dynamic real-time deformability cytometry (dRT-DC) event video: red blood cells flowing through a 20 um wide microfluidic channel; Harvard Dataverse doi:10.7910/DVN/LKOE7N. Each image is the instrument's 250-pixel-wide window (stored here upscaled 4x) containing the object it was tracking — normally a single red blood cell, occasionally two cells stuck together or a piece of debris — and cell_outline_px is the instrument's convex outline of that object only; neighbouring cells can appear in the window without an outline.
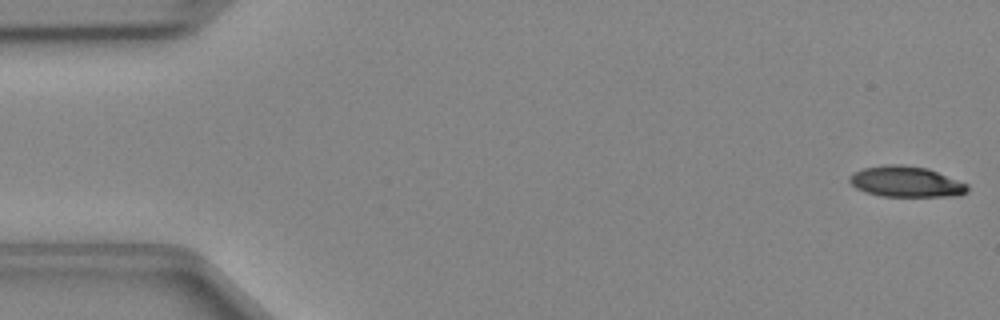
{"species": "Egyptian fruit bat (a non-hibernating species)", "species_latin": "Rousettus aegyptiacus", "temperature_condition": "cold", "stored_images_in_passage": 47, "camera_frame_rate_fps": 3000, "um_per_image_px": 0.085, "animal": {"sex": "female"}, "frame": {"image": 1, "passage_image": 1, "time_ms": 0.0, "image_size_px": [1000, 320], "cell_outline_px": [[968, 192], [960, 196], [880, 196], [864, 192], [856, 188], [848, 180], [848, 176], [852, 172], [864, 168], [888, 164], [900, 164], [928, 168], [968, 184]], "centroid_in_image_um": [77.0, 15.44], "position_along_channel_um": 8.0, "area_um2": 21.33}}
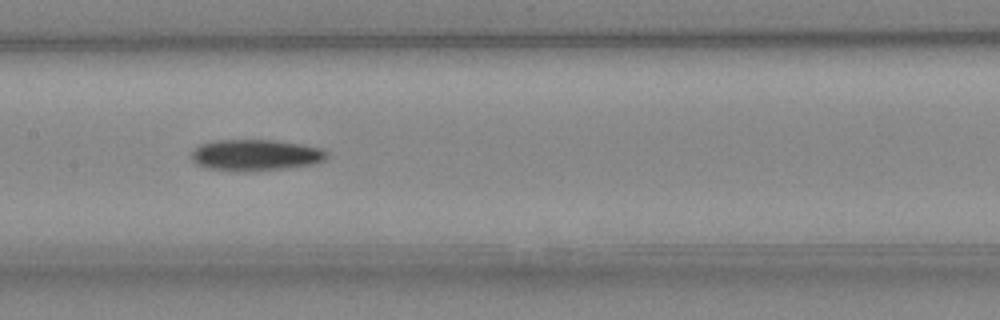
{"frame": {"image": 2, "passage_image": 23, "time_ms": 7.333, "image_size_px": [1000, 320], "cell_outline_px": [[328, 156], [324, 160], [316, 164], [284, 168], [248, 172], [244, 172], [208, 168], [196, 164], [192, 160], [192, 152], [200, 144], [212, 140], [276, 140], [304, 144], [324, 148], [328, 152]], "centroid_in_image_um": [21.77, 13.18], "position_along_channel_um": 185.6, "area_um2": 25.03}}
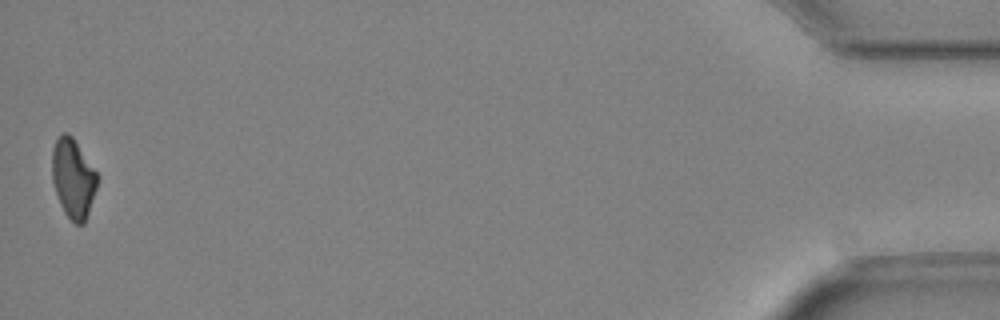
{"frame": {"image": 3, "passage_image": 47, "time_ms": 15.333, "image_size_px": [1000, 320], "cell_outline_px": [[100, 176], [84, 224], [76, 224], [64, 212], [60, 204], [52, 180], [52, 148], [56, 140], [64, 132], [68, 132], [72, 136]], "centroid_in_image_um": [6.22, 15.14], "position_along_channel_um": 429.0, "area_um2": 20.81}}